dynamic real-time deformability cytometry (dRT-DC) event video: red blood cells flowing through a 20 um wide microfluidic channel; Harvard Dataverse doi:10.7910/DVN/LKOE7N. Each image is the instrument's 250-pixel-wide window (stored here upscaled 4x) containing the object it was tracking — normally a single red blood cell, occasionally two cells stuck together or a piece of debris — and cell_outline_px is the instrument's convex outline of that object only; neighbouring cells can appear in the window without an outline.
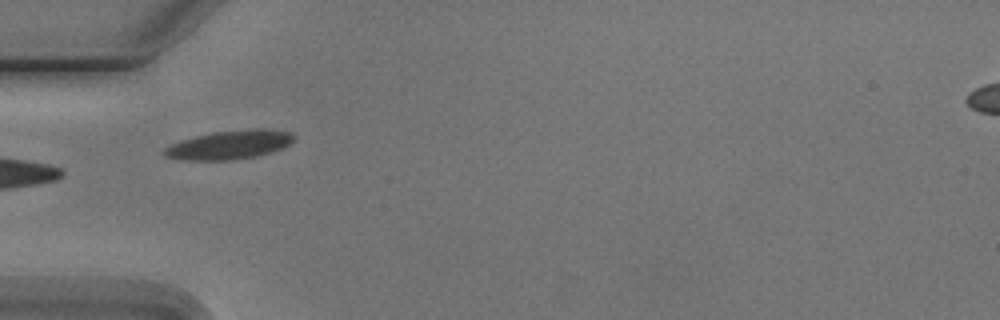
{"species": "Egyptian fruit bat (a non-hibernating species)", "species_latin": "Rousettus aegyptiacus", "temperature_condition": "cold", "stored_images_in_passage": 10, "camera_frame_rate_fps": 3000, "um_per_image_px": 0.085, "animal": {"sex": "male"}, "frame": {"image": 1, "passage_image": 6, "time_ms": 6.0, "image_size_px": [1000, 320], "cell_outline_px": [[296, 136], [288, 144], [272, 152], [256, 156], [232, 160], [184, 160], [164, 156], [160, 152], [164, 148], [180, 140], [212, 132], [252, 128], [256, 128], [288, 132]], "centroid_in_image_um": [19.44, 12.31], "position_along_channel_um": 65.6, "area_um2": 21.68}}
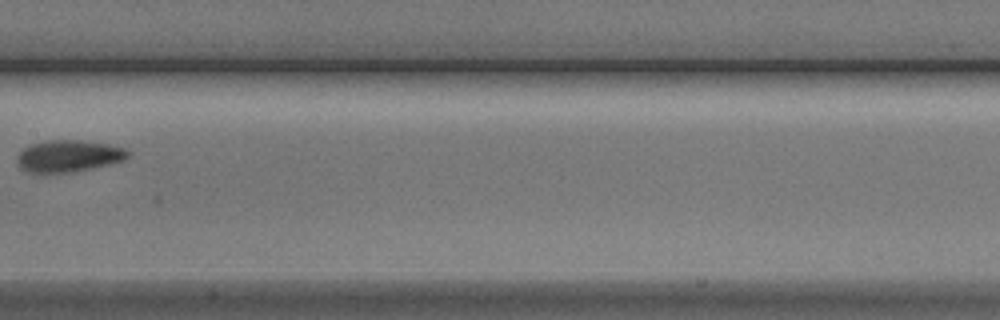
{"frame": {"image": 2, "passage_image": 9, "time_ms": 9.667, "image_size_px": [1000, 320], "cell_outline_px": [[132, 152], [124, 160], [92, 168], [72, 172], [28, 172], [20, 168], [16, 160], [16, 156], [28, 144], [48, 140], [80, 140], [108, 144], [124, 148]], "centroid_in_image_um": [5.81, 13.25], "position_along_channel_um": 201.6, "area_um2": 20.58}}
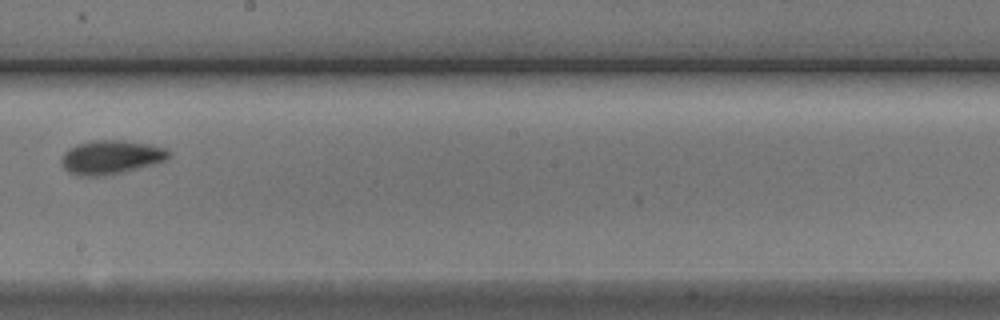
{"frame": {"image": 3, "passage_image": 10, "time_ms": 10.667, "image_size_px": [1000, 320], "cell_outline_px": [[172, 156], [164, 160], [152, 164], [120, 172], [100, 176], [80, 176], [68, 172], [60, 164], [60, 156], [64, 152], [76, 144], [92, 140], [124, 140], [152, 144], [164, 148], [172, 152]], "centroid_in_image_um": [9.4, 13.34], "position_along_channel_um": 238.8, "area_um2": 21.27}}